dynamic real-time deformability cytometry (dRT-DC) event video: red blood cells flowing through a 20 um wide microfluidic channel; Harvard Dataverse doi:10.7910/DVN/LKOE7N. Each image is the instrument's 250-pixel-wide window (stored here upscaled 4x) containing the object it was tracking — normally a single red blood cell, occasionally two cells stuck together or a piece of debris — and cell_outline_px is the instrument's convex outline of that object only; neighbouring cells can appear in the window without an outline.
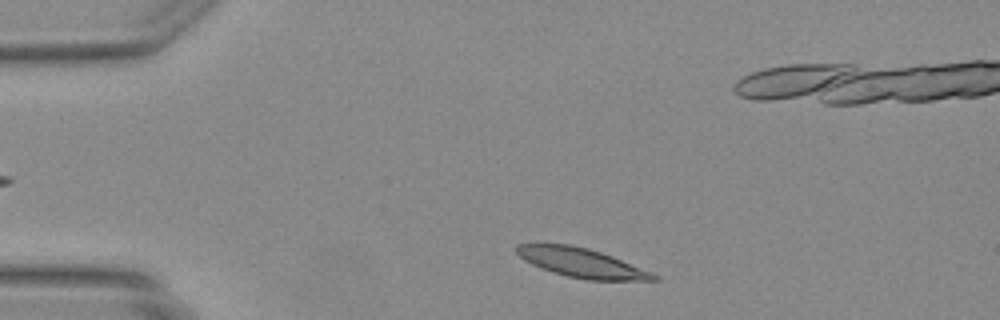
{"species": "Egyptian fruit bat (a non-hibernating species)", "species_latin": "Rousettus aegyptiacus", "temperature_condition": "warm", "stored_images_in_passage": 42, "camera_frame_rate_fps": 3000, "um_per_image_px": 0.085, "animal": {"sex": "female"}, "frame": {"image": 1, "passage_image": 3, "time_ms": 0.667, "image_size_px": [1000, 320], "cell_outline_px": [[660, 280], [588, 280], [568, 276], [552, 272], [540, 268], [524, 260], [516, 252], [516, 244], [568, 244], [588, 248], [612, 256], [652, 272], [660, 276]], "centroid_in_image_um": [49.45, 22.34], "position_along_channel_um": 35.6, "area_um2": 23.18}}
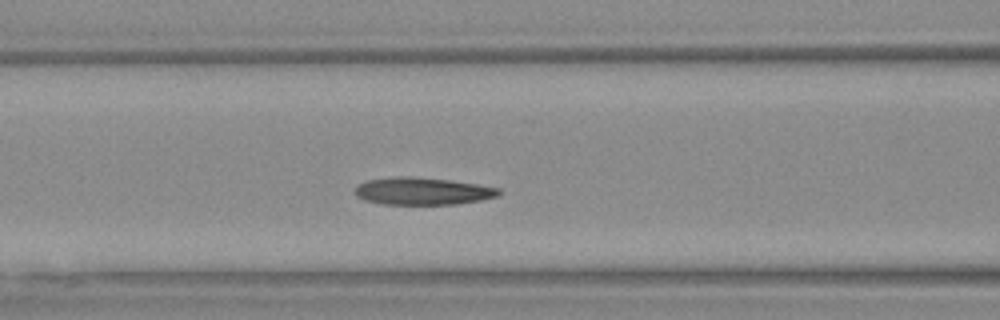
{"frame": {"image": 2, "passage_image": 13, "time_ms": 4.0, "image_size_px": [1000, 320], "cell_outline_px": [[500, 196], [480, 200], [456, 204], [384, 204], [364, 200], [356, 196], [356, 188], [360, 184], [368, 180], [396, 176], [412, 176], [448, 180], [480, 184], [500, 188]], "centroid_in_image_um": [35.96, 16.24], "position_along_channel_um": 130.6, "area_um2": 22.89}}
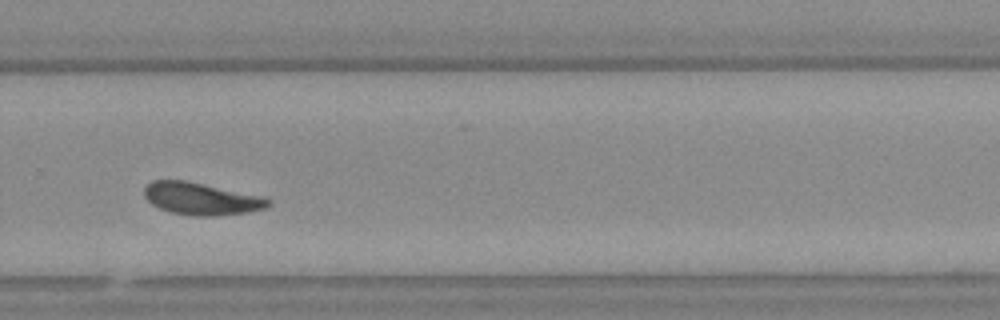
{"frame": {"image": 3, "passage_image": 26, "time_ms": 8.333, "image_size_px": [1000, 320], "cell_outline_px": [[272, 204], [268, 208], [248, 212], [216, 216], [192, 216], [172, 212], [160, 208], [152, 204], [144, 196], [144, 188], [152, 180], [184, 180], [264, 196], [272, 200]], "centroid_in_image_um": [17.16, 16.9], "position_along_channel_um": 312.6, "area_um2": 23.47}}